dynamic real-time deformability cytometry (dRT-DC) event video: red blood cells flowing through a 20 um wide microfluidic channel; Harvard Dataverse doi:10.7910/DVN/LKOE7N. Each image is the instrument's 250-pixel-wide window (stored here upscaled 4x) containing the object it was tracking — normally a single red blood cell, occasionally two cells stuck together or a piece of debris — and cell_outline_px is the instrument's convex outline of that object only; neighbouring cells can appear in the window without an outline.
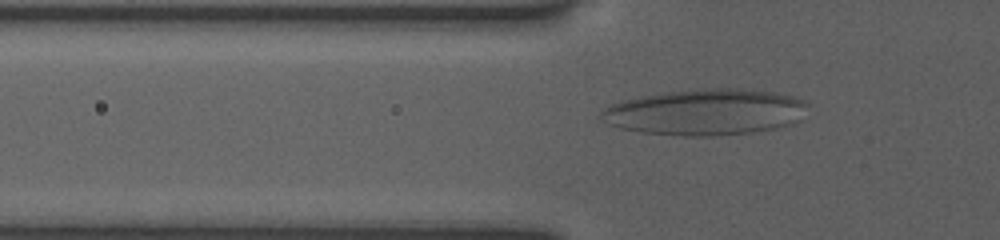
{"species": "human", "species_latin": "Homo sapiens", "temperature_condition": "room temperature", "stored_images_in_passage": 17, "camera_frame_rate_fps": 3000, "um_per_image_px": 0.085, "donor": {"sex": "female"}, "frame": {"image": 1, "passage_image": 4, "time_ms": 1.333, "image_size_px": [1000, 240], "cell_outline_px": [[808, 104], [800, 120], [792, 124], [776, 128], [752, 132], [712, 136], [684, 136], [640, 132], [620, 128], [600, 120], [600, 112], [608, 104], [620, 100], [640, 96], [664, 92], [700, 88], [740, 88], [776, 92], [792, 96]], "centroid_in_image_um": [59.92, 9.52], "position_along_channel_um": 65.9, "area_um2": 55.95}}
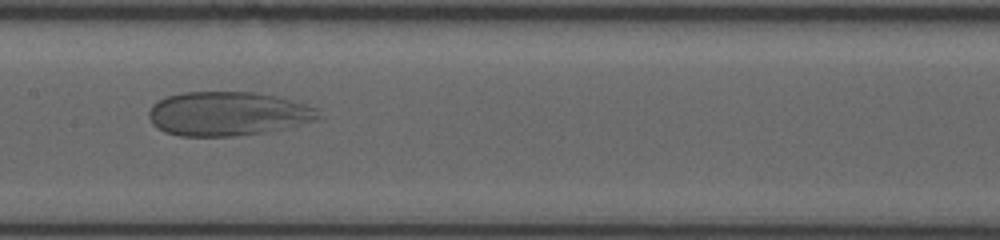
{"frame": {"image": 2, "passage_image": 11, "time_ms": 4.667, "image_size_px": [1000, 240], "cell_outline_px": [[324, 116], [316, 120], [268, 132], [236, 136], [180, 136], [164, 132], [152, 124], [148, 116], [148, 112], [160, 100], [168, 96], [180, 92], [252, 92], [276, 96], [320, 108]], "centroid_in_image_um": [19.41, 9.67], "position_along_channel_um": 188.0, "area_um2": 43.75}}
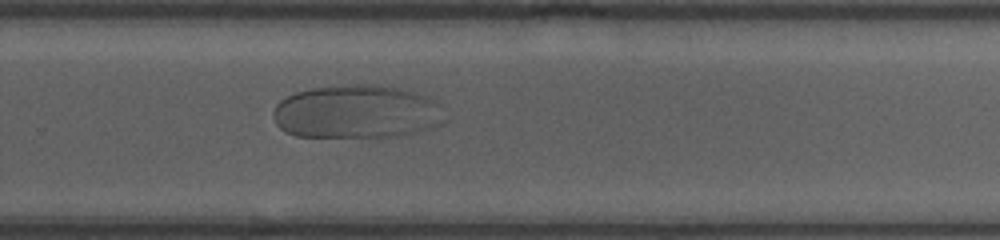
{"frame": {"image": 3, "passage_image": 17, "time_ms": 7.667, "image_size_px": [1000, 240], "cell_outline_px": [[432, 100], [420, 128], [412, 132], [396, 136], [296, 136], [284, 132], [276, 124], [272, 116], [272, 112], [276, 104], [280, 100], [296, 92], [312, 88], [356, 84], [392, 84], [428, 96]], "centroid_in_image_um": [29.93, 9.45], "position_along_channel_um": 299.9, "area_um2": 50.63}}